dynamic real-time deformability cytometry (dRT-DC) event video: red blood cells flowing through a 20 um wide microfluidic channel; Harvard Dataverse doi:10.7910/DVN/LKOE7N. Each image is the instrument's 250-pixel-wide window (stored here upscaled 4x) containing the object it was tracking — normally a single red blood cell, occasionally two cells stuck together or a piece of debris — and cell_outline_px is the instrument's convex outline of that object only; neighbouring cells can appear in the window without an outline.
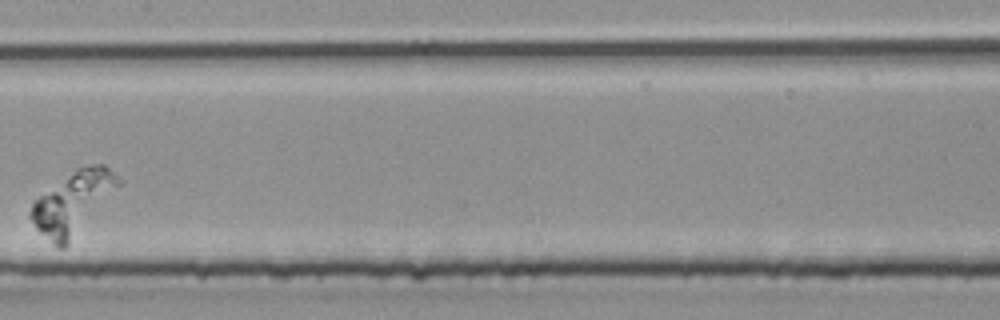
{"species": "common noctule bat (a hibernating species)", "species_latin": "Nyctalus noctula", "temperature_condition": "room temperature", "stored_images_in_passage": 5, "segment_of_instrument_passage": [2, 2], "camera_frame_rate_fps": 3000, "um_per_image_px": 0.085, "animal": {"sex": "male", "body_mass_g": 20.4}, "frame": {"image": 1, "passage_image": 5, "time_ms": 1.333, "image_size_px": [1000, 320], "cell_outline_px": [[124, 184], [68, 244], [64, 248], [60, 248], [40, 232], [36, 228], [28, 216], [28, 212], [32, 204], [40, 196], [76, 168], [88, 164], [104, 164], [124, 180]], "centroid_in_image_um": [6.28, 17.2], "position_along_channel_um": 201.1, "area_um2": 31.91}}